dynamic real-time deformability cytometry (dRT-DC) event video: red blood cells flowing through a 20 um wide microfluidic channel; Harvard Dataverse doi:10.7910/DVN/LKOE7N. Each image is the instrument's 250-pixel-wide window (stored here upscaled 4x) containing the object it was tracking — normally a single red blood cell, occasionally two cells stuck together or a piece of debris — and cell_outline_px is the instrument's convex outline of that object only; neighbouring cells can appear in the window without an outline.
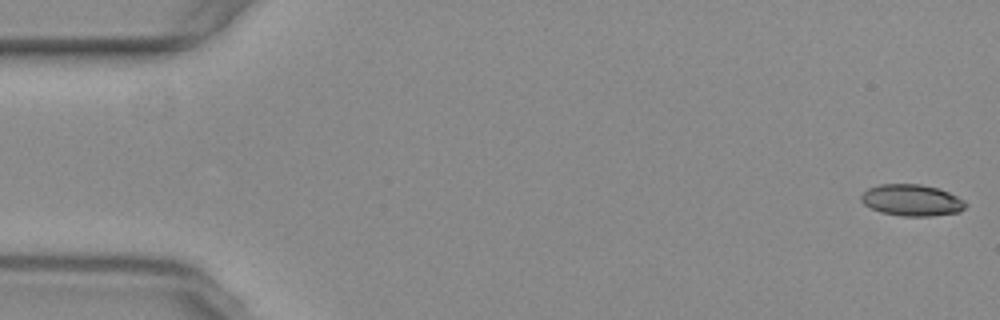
{"species": "common noctule bat (a hibernating species)", "species_latin": "Nyctalus noctula", "temperature_condition": "warm", "stored_images_in_passage": 55, "camera_frame_rate_fps": 3000, "um_per_image_px": 0.085, "animal": {"sex": "female", "body_mass_g": 29.2, "forearm_length_mm": 56.3}, "frame": {"image": 1, "passage_image": 1, "time_ms": 0.0, "image_size_px": [1000, 320], "cell_outline_px": [[968, 204], [960, 212], [932, 216], [900, 216], [880, 212], [864, 204], [860, 200], [860, 196], [868, 188], [880, 184], [920, 184], [936, 188], [948, 192], [964, 200]], "centroid_in_image_um": [77.5, 17.02], "position_along_channel_um": 7.5, "area_um2": 19.19}}
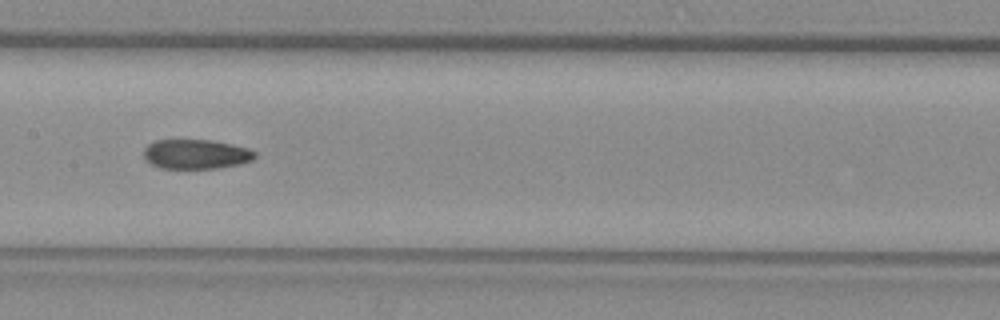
{"frame": {"image": 2, "passage_image": 27, "time_ms": 8.667, "image_size_px": [1000, 320], "cell_outline_px": [[256, 156], [252, 160], [240, 164], [220, 168], [160, 168], [144, 160], [144, 148], [148, 144], [156, 140], [212, 140], [232, 144], [248, 148], [256, 152]], "centroid_in_image_um": [16.66, 13.1], "position_along_channel_um": 190.7, "area_um2": 19.25}}
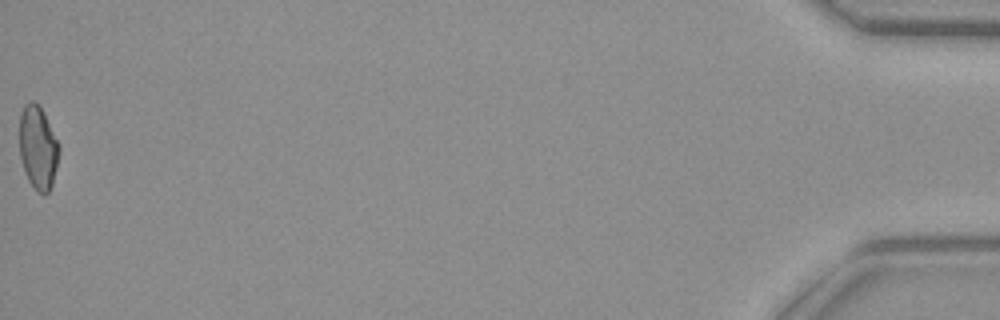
{"frame": {"image": 3, "passage_image": 55, "time_ms": 18.0, "image_size_px": [1000, 320], "cell_outline_px": [[60, 148], [56, 168], [52, 184], [48, 192], [44, 196], [36, 192], [28, 180], [24, 172], [20, 156], [20, 112], [24, 104], [32, 100], [44, 112]], "centroid_in_image_um": [3.21, 12.58], "position_along_channel_um": 432.0, "area_um2": 19.25}, "authors_computed_cell_mechanics": {"area_um2": 19.7098, "velocity_mm_per_s": 3.7657, "shape_relaxation_time_tau1_ms": null, "shape_relaxation_time_tau2_ms": 3.0284, "deformation_change_tau1": null, "deformation_change_tau2": 0.089}}